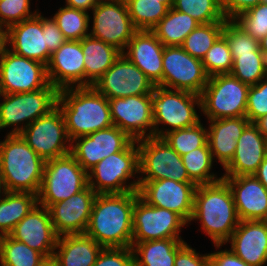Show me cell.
<instances>
[{
	"label": "cell",
	"instance_id": "cell-19",
	"mask_svg": "<svg viewBox=\"0 0 267 266\" xmlns=\"http://www.w3.org/2000/svg\"><path fill=\"white\" fill-rule=\"evenodd\" d=\"M132 139L117 126L98 130L71 141V154L88 172L104 158L122 151Z\"/></svg>",
	"mask_w": 267,
	"mask_h": 266
},
{
	"label": "cell",
	"instance_id": "cell-55",
	"mask_svg": "<svg viewBox=\"0 0 267 266\" xmlns=\"http://www.w3.org/2000/svg\"><path fill=\"white\" fill-rule=\"evenodd\" d=\"M254 124L258 127L259 132L267 139V115L258 119Z\"/></svg>",
	"mask_w": 267,
	"mask_h": 266
},
{
	"label": "cell",
	"instance_id": "cell-44",
	"mask_svg": "<svg viewBox=\"0 0 267 266\" xmlns=\"http://www.w3.org/2000/svg\"><path fill=\"white\" fill-rule=\"evenodd\" d=\"M234 21L253 38L262 39L267 34V4L261 2L241 13Z\"/></svg>",
	"mask_w": 267,
	"mask_h": 266
},
{
	"label": "cell",
	"instance_id": "cell-50",
	"mask_svg": "<svg viewBox=\"0 0 267 266\" xmlns=\"http://www.w3.org/2000/svg\"><path fill=\"white\" fill-rule=\"evenodd\" d=\"M260 3L261 0H220L222 12L227 20H234L241 13Z\"/></svg>",
	"mask_w": 267,
	"mask_h": 266
},
{
	"label": "cell",
	"instance_id": "cell-3",
	"mask_svg": "<svg viewBox=\"0 0 267 266\" xmlns=\"http://www.w3.org/2000/svg\"><path fill=\"white\" fill-rule=\"evenodd\" d=\"M57 106L70 141L113 126L108 98L93 86L60 89Z\"/></svg>",
	"mask_w": 267,
	"mask_h": 266
},
{
	"label": "cell",
	"instance_id": "cell-14",
	"mask_svg": "<svg viewBox=\"0 0 267 266\" xmlns=\"http://www.w3.org/2000/svg\"><path fill=\"white\" fill-rule=\"evenodd\" d=\"M89 35L123 52L138 29L131 21L124 0L101 2L92 9Z\"/></svg>",
	"mask_w": 267,
	"mask_h": 266
},
{
	"label": "cell",
	"instance_id": "cell-7",
	"mask_svg": "<svg viewBox=\"0 0 267 266\" xmlns=\"http://www.w3.org/2000/svg\"><path fill=\"white\" fill-rule=\"evenodd\" d=\"M58 95L59 90L51 83L33 92L3 93V101L0 102V130L11 127L9 134H20L29 124L57 106Z\"/></svg>",
	"mask_w": 267,
	"mask_h": 266
},
{
	"label": "cell",
	"instance_id": "cell-61",
	"mask_svg": "<svg viewBox=\"0 0 267 266\" xmlns=\"http://www.w3.org/2000/svg\"><path fill=\"white\" fill-rule=\"evenodd\" d=\"M97 3H101V2H110V1H113V0H95Z\"/></svg>",
	"mask_w": 267,
	"mask_h": 266
},
{
	"label": "cell",
	"instance_id": "cell-1",
	"mask_svg": "<svg viewBox=\"0 0 267 266\" xmlns=\"http://www.w3.org/2000/svg\"><path fill=\"white\" fill-rule=\"evenodd\" d=\"M136 191L97 194L85 234L103 248H131Z\"/></svg>",
	"mask_w": 267,
	"mask_h": 266
},
{
	"label": "cell",
	"instance_id": "cell-28",
	"mask_svg": "<svg viewBox=\"0 0 267 266\" xmlns=\"http://www.w3.org/2000/svg\"><path fill=\"white\" fill-rule=\"evenodd\" d=\"M208 146L213 160H218L223 169L233 159L237 140L250 124L245 116L208 120Z\"/></svg>",
	"mask_w": 267,
	"mask_h": 266
},
{
	"label": "cell",
	"instance_id": "cell-58",
	"mask_svg": "<svg viewBox=\"0 0 267 266\" xmlns=\"http://www.w3.org/2000/svg\"><path fill=\"white\" fill-rule=\"evenodd\" d=\"M40 266H57L53 259H47L43 264Z\"/></svg>",
	"mask_w": 267,
	"mask_h": 266
},
{
	"label": "cell",
	"instance_id": "cell-43",
	"mask_svg": "<svg viewBox=\"0 0 267 266\" xmlns=\"http://www.w3.org/2000/svg\"><path fill=\"white\" fill-rule=\"evenodd\" d=\"M222 34L227 40L233 61L238 55L261 52L259 40L250 36L234 20L225 21Z\"/></svg>",
	"mask_w": 267,
	"mask_h": 266
},
{
	"label": "cell",
	"instance_id": "cell-20",
	"mask_svg": "<svg viewBox=\"0 0 267 266\" xmlns=\"http://www.w3.org/2000/svg\"><path fill=\"white\" fill-rule=\"evenodd\" d=\"M97 193L87 185L64 201L52 204L48 210L58 236L85 234Z\"/></svg>",
	"mask_w": 267,
	"mask_h": 266
},
{
	"label": "cell",
	"instance_id": "cell-22",
	"mask_svg": "<svg viewBox=\"0 0 267 266\" xmlns=\"http://www.w3.org/2000/svg\"><path fill=\"white\" fill-rule=\"evenodd\" d=\"M47 66L49 82L58 90L85 86L84 54L80 41L66 42L51 54Z\"/></svg>",
	"mask_w": 267,
	"mask_h": 266
},
{
	"label": "cell",
	"instance_id": "cell-5",
	"mask_svg": "<svg viewBox=\"0 0 267 266\" xmlns=\"http://www.w3.org/2000/svg\"><path fill=\"white\" fill-rule=\"evenodd\" d=\"M136 174L139 175V151L137 141L132 140L122 151L104 158L87 172L88 185L97 194L138 191Z\"/></svg>",
	"mask_w": 267,
	"mask_h": 266
},
{
	"label": "cell",
	"instance_id": "cell-27",
	"mask_svg": "<svg viewBox=\"0 0 267 266\" xmlns=\"http://www.w3.org/2000/svg\"><path fill=\"white\" fill-rule=\"evenodd\" d=\"M267 155V139L250 123L237 140L231 162L222 176L253 175Z\"/></svg>",
	"mask_w": 267,
	"mask_h": 266
},
{
	"label": "cell",
	"instance_id": "cell-25",
	"mask_svg": "<svg viewBox=\"0 0 267 266\" xmlns=\"http://www.w3.org/2000/svg\"><path fill=\"white\" fill-rule=\"evenodd\" d=\"M8 49L22 57L48 64L51 52L42 30V13L8 27Z\"/></svg>",
	"mask_w": 267,
	"mask_h": 266
},
{
	"label": "cell",
	"instance_id": "cell-35",
	"mask_svg": "<svg viewBox=\"0 0 267 266\" xmlns=\"http://www.w3.org/2000/svg\"><path fill=\"white\" fill-rule=\"evenodd\" d=\"M66 40L80 41L89 35V12L63 6L52 16Z\"/></svg>",
	"mask_w": 267,
	"mask_h": 266
},
{
	"label": "cell",
	"instance_id": "cell-47",
	"mask_svg": "<svg viewBox=\"0 0 267 266\" xmlns=\"http://www.w3.org/2000/svg\"><path fill=\"white\" fill-rule=\"evenodd\" d=\"M93 266H135L131 248H103Z\"/></svg>",
	"mask_w": 267,
	"mask_h": 266
},
{
	"label": "cell",
	"instance_id": "cell-11",
	"mask_svg": "<svg viewBox=\"0 0 267 266\" xmlns=\"http://www.w3.org/2000/svg\"><path fill=\"white\" fill-rule=\"evenodd\" d=\"M162 87L201 95L209 76L201 59L192 57L181 46H165Z\"/></svg>",
	"mask_w": 267,
	"mask_h": 266
},
{
	"label": "cell",
	"instance_id": "cell-54",
	"mask_svg": "<svg viewBox=\"0 0 267 266\" xmlns=\"http://www.w3.org/2000/svg\"><path fill=\"white\" fill-rule=\"evenodd\" d=\"M8 49V28L0 25V58Z\"/></svg>",
	"mask_w": 267,
	"mask_h": 266
},
{
	"label": "cell",
	"instance_id": "cell-13",
	"mask_svg": "<svg viewBox=\"0 0 267 266\" xmlns=\"http://www.w3.org/2000/svg\"><path fill=\"white\" fill-rule=\"evenodd\" d=\"M20 135L45 161L71 152V141L58 106L29 124Z\"/></svg>",
	"mask_w": 267,
	"mask_h": 266
},
{
	"label": "cell",
	"instance_id": "cell-57",
	"mask_svg": "<svg viewBox=\"0 0 267 266\" xmlns=\"http://www.w3.org/2000/svg\"><path fill=\"white\" fill-rule=\"evenodd\" d=\"M7 192L5 185H4V180L2 176V172L0 170V198Z\"/></svg>",
	"mask_w": 267,
	"mask_h": 266
},
{
	"label": "cell",
	"instance_id": "cell-41",
	"mask_svg": "<svg viewBox=\"0 0 267 266\" xmlns=\"http://www.w3.org/2000/svg\"><path fill=\"white\" fill-rule=\"evenodd\" d=\"M173 8L190 15L199 24L225 22L220 0H174Z\"/></svg>",
	"mask_w": 267,
	"mask_h": 266
},
{
	"label": "cell",
	"instance_id": "cell-10",
	"mask_svg": "<svg viewBox=\"0 0 267 266\" xmlns=\"http://www.w3.org/2000/svg\"><path fill=\"white\" fill-rule=\"evenodd\" d=\"M139 151V180L172 179L193 182L181 156L163 139L148 137L137 140Z\"/></svg>",
	"mask_w": 267,
	"mask_h": 266
},
{
	"label": "cell",
	"instance_id": "cell-30",
	"mask_svg": "<svg viewBox=\"0 0 267 266\" xmlns=\"http://www.w3.org/2000/svg\"><path fill=\"white\" fill-rule=\"evenodd\" d=\"M84 54L85 86H92L122 54L116 47L90 35L81 40Z\"/></svg>",
	"mask_w": 267,
	"mask_h": 266
},
{
	"label": "cell",
	"instance_id": "cell-45",
	"mask_svg": "<svg viewBox=\"0 0 267 266\" xmlns=\"http://www.w3.org/2000/svg\"><path fill=\"white\" fill-rule=\"evenodd\" d=\"M30 0H0V25L10 27L32 18L39 10L31 11Z\"/></svg>",
	"mask_w": 267,
	"mask_h": 266
},
{
	"label": "cell",
	"instance_id": "cell-31",
	"mask_svg": "<svg viewBox=\"0 0 267 266\" xmlns=\"http://www.w3.org/2000/svg\"><path fill=\"white\" fill-rule=\"evenodd\" d=\"M183 239L150 240L132 243L135 266H174Z\"/></svg>",
	"mask_w": 267,
	"mask_h": 266
},
{
	"label": "cell",
	"instance_id": "cell-48",
	"mask_svg": "<svg viewBox=\"0 0 267 266\" xmlns=\"http://www.w3.org/2000/svg\"><path fill=\"white\" fill-rule=\"evenodd\" d=\"M174 266H212L209 253L200 254L185 243L176 254Z\"/></svg>",
	"mask_w": 267,
	"mask_h": 266
},
{
	"label": "cell",
	"instance_id": "cell-52",
	"mask_svg": "<svg viewBox=\"0 0 267 266\" xmlns=\"http://www.w3.org/2000/svg\"><path fill=\"white\" fill-rule=\"evenodd\" d=\"M65 3L70 8H76L85 12L90 11V9L92 10L97 5L95 0H65Z\"/></svg>",
	"mask_w": 267,
	"mask_h": 266
},
{
	"label": "cell",
	"instance_id": "cell-15",
	"mask_svg": "<svg viewBox=\"0 0 267 266\" xmlns=\"http://www.w3.org/2000/svg\"><path fill=\"white\" fill-rule=\"evenodd\" d=\"M196 187L194 182L172 179L139 180L138 193L149 205L173 211L190 224Z\"/></svg>",
	"mask_w": 267,
	"mask_h": 266
},
{
	"label": "cell",
	"instance_id": "cell-21",
	"mask_svg": "<svg viewBox=\"0 0 267 266\" xmlns=\"http://www.w3.org/2000/svg\"><path fill=\"white\" fill-rule=\"evenodd\" d=\"M9 235L41 253L46 259L53 258L59 237L48 208L39 204L15 225Z\"/></svg>",
	"mask_w": 267,
	"mask_h": 266
},
{
	"label": "cell",
	"instance_id": "cell-39",
	"mask_svg": "<svg viewBox=\"0 0 267 266\" xmlns=\"http://www.w3.org/2000/svg\"><path fill=\"white\" fill-rule=\"evenodd\" d=\"M162 138L180 156L202 146H208V131L201 122L189 128L170 131Z\"/></svg>",
	"mask_w": 267,
	"mask_h": 266
},
{
	"label": "cell",
	"instance_id": "cell-18",
	"mask_svg": "<svg viewBox=\"0 0 267 266\" xmlns=\"http://www.w3.org/2000/svg\"><path fill=\"white\" fill-rule=\"evenodd\" d=\"M108 103L113 125L132 140L153 137L151 95L113 98L108 99Z\"/></svg>",
	"mask_w": 267,
	"mask_h": 266
},
{
	"label": "cell",
	"instance_id": "cell-4",
	"mask_svg": "<svg viewBox=\"0 0 267 266\" xmlns=\"http://www.w3.org/2000/svg\"><path fill=\"white\" fill-rule=\"evenodd\" d=\"M0 141V170L9 192H29L38 195L46 161L20 134H7Z\"/></svg>",
	"mask_w": 267,
	"mask_h": 266
},
{
	"label": "cell",
	"instance_id": "cell-38",
	"mask_svg": "<svg viewBox=\"0 0 267 266\" xmlns=\"http://www.w3.org/2000/svg\"><path fill=\"white\" fill-rule=\"evenodd\" d=\"M224 23L199 24L187 35L181 47L192 57L202 60L207 51L222 34Z\"/></svg>",
	"mask_w": 267,
	"mask_h": 266
},
{
	"label": "cell",
	"instance_id": "cell-17",
	"mask_svg": "<svg viewBox=\"0 0 267 266\" xmlns=\"http://www.w3.org/2000/svg\"><path fill=\"white\" fill-rule=\"evenodd\" d=\"M92 86L108 99L151 95L155 88L153 82L123 54Z\"/></svg>",
	"mask_w": 267,
	"mask_h": 266
},
{
	"label": "cell",
	"instance_id": "cell-46",
	"mask_svg": "<svg viewBox=\"0 0 267 266\" xmlns=\"http://www.w3.org/2000/svg\"><path fill=\"white\" fill-rule=\"evenodd\" d=\"M267 115V76L249 87L245 117L250 123Z\"/></svg>",
	"mask_w": 267,
	"mask_h": 266
},
{
	"label": "cell",
	"instance_id": "cell-63",
	"mask_svg": "<svg viewBox=\"0 0 267 266\" xmlns=\"http://www.w3.org/2000/svg\"><path fill=\"white\" fill-rule=\"evenodd\" d=\"M261 2L267 4V0H261Z\"/></svg>",
	"mask_w": 267,
	"mask_h": 266
},
{
	"label": "cell",
	"instance_id": "cell-33",
	"mask_svg": "<svg viewBox=\"0 0 267 266\" xmlns=\"http://www.w3.org/2000/svg\"><path fill=\"white\" fill-rule=\"evenodd\" d=\"M38 195L29 192L7 191L0 198V233L9 235L36 205Z\"/></svg>",
	"mask_w": 267,
	"mask_h": 266
},
{
	"label": "cell",
	"instance_id": "cell-60",
	"mask_svg": "<svg viewBox=\"0 0 267 266\" xmlns=\"http://www.w3.org/2000/svg\"><path fill=\"white\" fill-rule=\"evenodd\" d=\"M4 235L0 233V259H1V250H2V241H3Z\"/></svg>",
	"mask_w": 267,
	"mask_h": 266
},
{
	"label": "cell",
	"instance_id": "cell-56",
	"mask_svg": "<svg viewBox=\"0 0 267 266\" xmlns=\"http://www.w3.org/2000/svg\"><path fill=\"white\" fill-rule=\"evenodd\" d=\"M260 51L264 54L267 59V34L259 40Z\"/></svg>",
	"mask_w": 267,
	"mask_h": 266
},
{
	"label": "cell",
	"instance_id": "cell-36",
	"mask_svg": "<svg viewBox=\"0 0 267 266\" xmlns=\"http://www.w3.org/2000/svg\"><path fill=\"white\" fill-rule=\"evenodd\" d=\"M47 259L24 242L4 235L0 266H40Z\"/></svg>",
	"mask_w": 267,
	"mask_h": 266
},
{
	"label": "cell",
	"instance_id": "cell-53",
	"mask_svg": "<svg viewBox=\"0 0 267 266\" xmlns=\"http://www.w3.org/2000/svg\"><path fill=\"white\" fill-rule=\"evenodd\" d=\"M253 175L267 188V155Z\"/></svg>",
	"mask_w": 267,
	"mask_h": 266
},
{
	"label": "cell",
	"instance_id": "cell-42",
	"mask_svg": "<svg viewBox=\"0 0 267 266\" xmlns=\"http://www.w3.org/2000/svg\"><path fill=\"white\" fill-rule=\"evenodd\" d=\"M209 77L228 74L233 67V59L227 40L221 34L201 60Z\"/></svg>",
	"mask_w": 267,
	"mask_h": 266
},
{
	"label": "cell",
	"instance_id": "cell-2",
	"mask_svg": "<svg viewBox=\"0 0 267 266\" xmlns=\"http://www.w3.org/2000/svg\"><path fill=\"white\" fill-rule=\"evenodd\" d=\"M199 221L216 247L222 248L239 224L232 192L222 178L217 182L197 185L191 221Z\"/></svg>",
	"mask_w": 267,
	"mask_h": 266
},
{
	"label": "cell",
	"instance_id": "cell-8",
	"mask_svg": "<svg viewBox=\"0 0 267 266\" xmlns=\"http://www.w3.org/2000/svg\"><path fill=\"white\" fill-rule=\"evenodd\" d=\"M249 85L228 74L209 77L201 96V112L207 120L245 116Z\"/></svg>",
	"mask_w": 267,
	"mask_h": 266
},
{
	"label": "cell",
	"instance_id": "cell-49",
	"mask_svg": "<svg viewBox=\"0 0 267 266\" xmlns=\"http://www.w3.org/2000/svg\"><path fill=\"white\" fill-rule=\"evenodd\" d=\"M42 30L43 34H45L46 45L51 53L55 52L66 42L63 33L53 18L42 15Z\"/></svg>",
	"mask_w": 267,
	"mask_h": 266
},
{
	"label": "cell",
	"instance_id": "cell-6",
	"mask_svg": "<svg viewBox=\"0 0 267 266\" xmlns=\"http://www.w3.org/2000/svg\"><path fill=\"white\" fill-rule=\"evenodd\" d=\"M151 103L153 137L162 138L170 131L189 128L201 122L195 109L197 105V108L201 110V96L199 95L155 86L151 94ZM160 124L167 125L168 129L167 127L160 129Z\"/></svg>",
	"mask_w": 267,
	"mask_h": 266
},
{
	"label": "cell",
	"instance_id": "cell-9",
	"mask_svg": "<svg viewBox=\"0 0 267 266\" xmlns=\"http://www.w3.org/2000/svg\"><path fill=\"white\" fill-rule=\"evenodd\" d=\"M87 185V172L71 153L47 160L38 204L49 208L52 204L67 200L82 191Z\"/></svg>",
	"mask_w": 267,
	"mask_h": 266
},
{
	"label": "cell",
	"instance_id": "cell-40",
	"mask_svg": "<svg viewBox=\"0 0 267 266\" xmlns=\"http://www.w3.org/2000/svg\"><path fill=\"white\" fill-rule=\"evenodd\" d=\"M230 74L249 86L256 85L267 74V59L262 52L238 55Z\"/></svg>",
	"mask_w": 267,
	"mask_h": 266
},
{
	"label": "cell",
	"instance_id": "cell-23",
	"mask_svg": "<svg viewBox=\"0 0 267 266\" xmlns=\"http://www.w3.org/2000/svg\"><path fill=\"white\" fill-rule=\"evenodd\" d=\"M222 177L232 192L240 221H267V188L254 175Z\"/></svg>",
	"mask_w": 267,
	"mask_h": 266
},
{
	"label": "cell",
	"instance_id": "cell-29",
	"mask_svg": "<svg viewBox=\"0 0 267 266\" xmlns=\"http://www.w3.org/2000/svg\"><path fill=\"white\" fill-rule=\"evenodd\" d=\"M102 249L86 234L62 235L58 237L52 259L57 266H93Z\"/></svg>",
	"mask_w": 267,
	"mask_h": 266
},
{
	"label": "cell",
	"instance_id": "cell-12",
	"mask_svg": "<svg viewBox=\"0 0 267 266\" xmlns=\"http://www.w3.org/2000/svg\"><path fill=\"white\" fill-rule=\"evenodd\" d=\"M132 243L162 239H182L183 226L188 223L177 213L149 205L136 191L133 207Z\"/></svg>",
	"mask_w": 267,
	"mask_h": 266
},
{
	"label": "cell",
	"instance_id": "cell-34",
	"mask_svg": "<svg viewBox=\"0 0 267 266\" xmlns=\"http://www.w3.org/2000/svg\"><path fill=\"white\" fill-rule=\"evenodd\" d=\"M183 164L187 170L189 178L196 185H203L214 183L222 179L218 177L214 172H211L213 167L212 153L209 146H202L194 149L181 156ZM211 172V173H210Z\"/></svg>",
	"mask_w": 267,
	"mask_h": 266
},
{
	"label": "cell",
	"instance_id": "cell-16",
	"mask_svg": "<svg viewBox=\"0 0 267 266\" xmlns=\"http://www.w3.org/2000/svg\"><path fill=\"white\" fill-rule=\"evenodd\" d=\"M0 83L5 94L33 92L50 84L45 64L9 49L0 58Z\"/></svg>",
	"mask_w": 267,
	"mask_h": 266
},
{
	"label": "cell",
	"instance_id": "cell-59",
	"mask_svg": "<svg viewBox=\"0 0 267 266\" xmlns=\"http://www.w3.org/2000/svg\"><path fill=\"white\" fill-rule=\"evenodd\" d=\"M161 3L165 4L168 8H172L174 0H160Z\"/></svg>",
	"mask_w": 267,
	"mask_h": 266
},
{
	"label": "cell",
	"instance_id": "cell-51",
	"mask_svg": "<svg viewBox=\"0 0 267 266\" xmlns=\"http://www.w3.org/2000/svg\"><path fill=\"white\" fill-rule=\"evenodd\" d=\"M212 266H251L245 263L230 248L209 253Z\"/></svg>",
	"mask_w": 267,
	"mask_h": 266
},
{
	"label": "cell",
	"instance_id": "cell-32",
	"mask_svg": "<svg viewBox=\"0 0 267 266\" xmlns=\"http://www.w3.org/2000/svg\"><path fill=\"white\" fill-rule=\"evenodd\" d=\"M198 25L190 15L172 7L151 31L164 46H181L187 35Z\"/></svg>",
	"mask_w": 267,
	"mask_h": 266
},
{
	"label": "cell",
	"instance_id": "cell-37",
	"mask_svg": "<svg viewBox=\"0 0 267 266\" xmlns=\"http://www.w3.org/2000/svg\"><path fill=\"white\" fill-rule=\"evenodd\" d=\"M131 21L138 30H151L168 12L160 0H124Z\"/></svg>",
	"mask_w": 267,
	"mask_h": 266
},
{
	"label": "cell",
	"instance_id": "cell-24",
	"mask_svg": "<svg viewBox=\"0 0 267 266\" xmlns=\"http://www.w3.org/2000/svg\"><path fill=\"white\" fill-rule=\"evenodd\" d=\"M164 47L151 30H138L122 54L134 63L155 86L162 87Z\"/></svg>",
	"mask_w": 267,
	"mask_h": 266
},
{
	"label": "cell",
	"instance_id": "cell-62",
	"mask_svg": "<svg viewBox=\"0 0 267 266\" xmlns=\"http://www.w3.org/2000/svg\"><path fill=\"white\" fill-rule=\"evenodd\" d=\"M2 96H3V91H2L1 83H0V99H1Z\"/></svg>",
	"mask_w": 267,
	"mask_h": 266
},
{
	"label": "cell",
	"instance_id": "cell-26",
	"mask_svg": "<svg viewBox=\"0 0 267 266\" xmlns=\"http://www.w3.org/2000/svg\"><path fill=\"white\" fill-rule=\"evenodd\" d=\"M226 243H230V250L248 265L264 266L267 263V221H239Z\"/></svg>",
	"mask_w": 267,
	"mask_h": 266
}]
</instances>
